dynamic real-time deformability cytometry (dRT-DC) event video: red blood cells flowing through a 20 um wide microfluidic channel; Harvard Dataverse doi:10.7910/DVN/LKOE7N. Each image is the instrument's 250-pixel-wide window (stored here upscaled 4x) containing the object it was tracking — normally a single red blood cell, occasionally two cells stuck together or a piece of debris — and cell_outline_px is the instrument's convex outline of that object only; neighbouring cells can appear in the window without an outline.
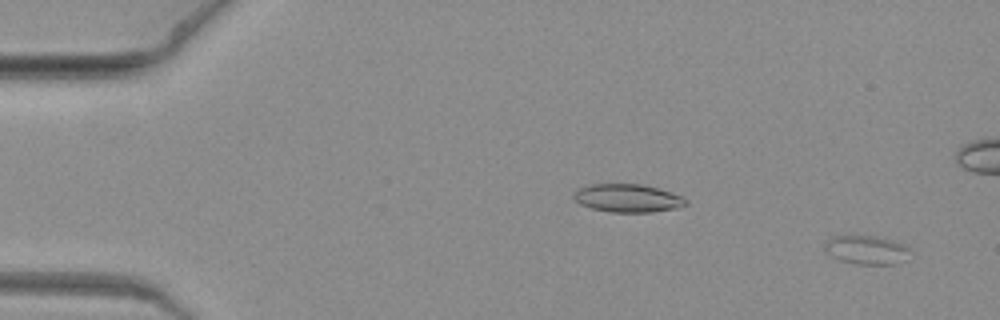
{"species": "common noctule bat (a hibernating species)", "species_latin": "Nyctalus noctula", "temperature_condition": "warm", "stored_images_in_passage": 7, "camera_frame_rate_fps": 3000, "um_per_image_px": 0.085, "animal": {"sex": "female", "body_mass_g": 19.3, "forearm_length_mm": 54.1}, "frame": {"image": 1, "passage_image": 1, "time_ms": 0.0, "image_size_px": [1000, 320], "cell_outline_px": [[912, 248], [904, 260], [892, 264], [856, 264], [840, 260], [828, 256], [824, 252], [824, 240], [840, 232], [876, 236], [892, 240], [904, 244]], "centroid_in_image_um": [73.53, 21.18], "position_along_channel_um": 11.5, "area_um2": 15.2}}